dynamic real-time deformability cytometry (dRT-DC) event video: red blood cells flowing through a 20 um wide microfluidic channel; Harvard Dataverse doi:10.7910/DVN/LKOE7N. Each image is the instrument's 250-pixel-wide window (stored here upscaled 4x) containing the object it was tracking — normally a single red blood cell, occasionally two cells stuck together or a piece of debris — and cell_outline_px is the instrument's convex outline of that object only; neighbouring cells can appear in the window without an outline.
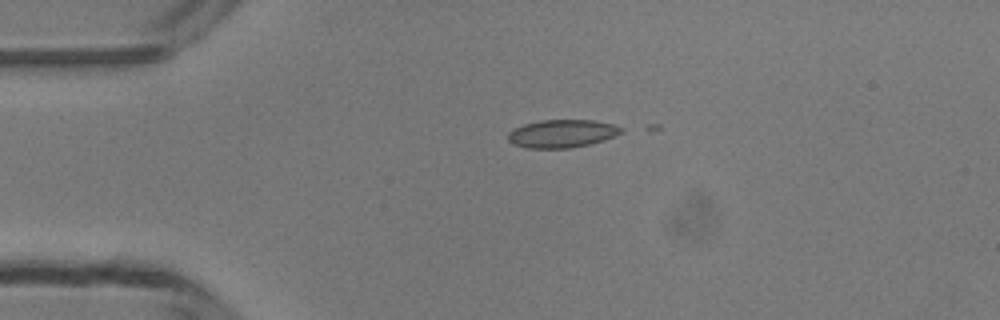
{"species": "common noctule bat (a hibernating species)", "species_latin": "Nyctalus noctula", "temperature_condition": "room temperature", "stored_images_in_passage": 3, "camera_frame_rate_fps": 3000, "um_per_image_px": 0.085, "animal": {"sex": "male", "body_mass_g": 13.3}, "frame": {"image": 1, "passage_image": 1, "time_ms": 0.0, "image_size_px": [1000, 320], "cell_outline_px": [[624, 132], [604, 140], [588, 144], [568, 148], [528, 148], [516, 144], [508, 140], [508, 132], [512, 128], [524, 124], [540, 120], [592, 120], [612, 124], [624, 128]], "centroid_in_image_um": [47.77, 11.34], "position_along_channel_um": 37.2, "area_um2": 18.38}}